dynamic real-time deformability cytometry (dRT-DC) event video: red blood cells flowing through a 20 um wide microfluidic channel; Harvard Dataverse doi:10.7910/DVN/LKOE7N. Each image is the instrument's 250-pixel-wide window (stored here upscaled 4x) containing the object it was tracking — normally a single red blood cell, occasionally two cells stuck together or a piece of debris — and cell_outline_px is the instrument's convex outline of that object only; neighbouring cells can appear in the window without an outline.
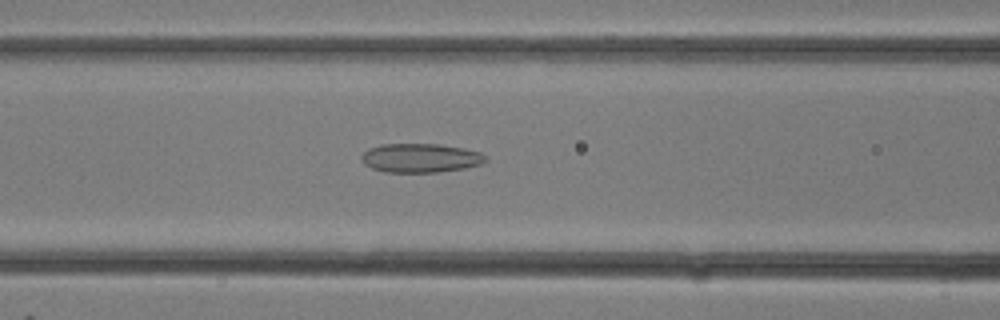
{"species": "common noctule bat (a hibernating species)", "species_latin": "Nyctalus noctula", "temperature_condition": "room temperature", "stored_images_in_passage": 21, "camera_frame_rate_fps": 3000, "um_per_image_px": 0.085, "animal": {"sex": "female"}, "frame": {"image": 1, "passage_image": 12, "time_ms": 3.667, "image_size_px": [1000, 320], "cell_outline_px": [[488, 160], [480, 164], [464, 168], [436, 172], [384, 172], [372, 168], [364, 164], [360, 156], [368, 148], [380, 144], [440, 144], [464, 148], [480, 152], [488, 156]], "centroid_in_image_um": [35.74, 13.42], "position_along_channel_um": 130.9, "area_um2": 21.1}}
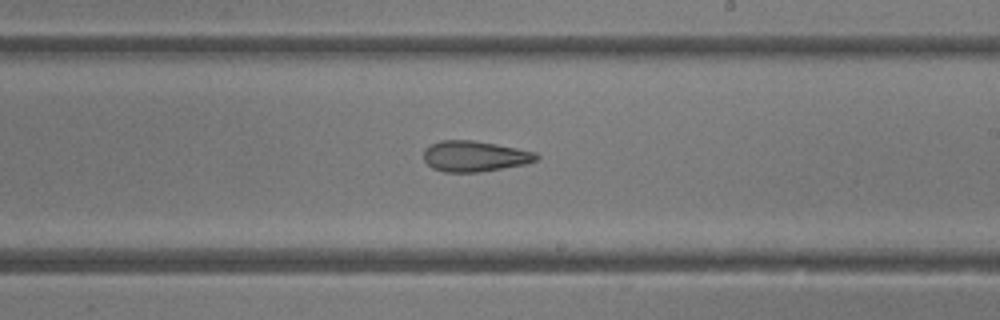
{"frame": {"image": 2, "passage_image": 17, "time_ms": 5.333, "image_size_px": [1000, 320], "cell_outline_px": [[540, 160], [528, 164], [476, 172], [444, 172], [432, 168], [424, 160], [424, 148], [440, 140], [472, 140], [496, 144], [536, 152], [540, 156]], "centroid_in_image_um": [40.38, 13.28], "position_along_channel_um": 248.6, "area_um2": 20.29}}
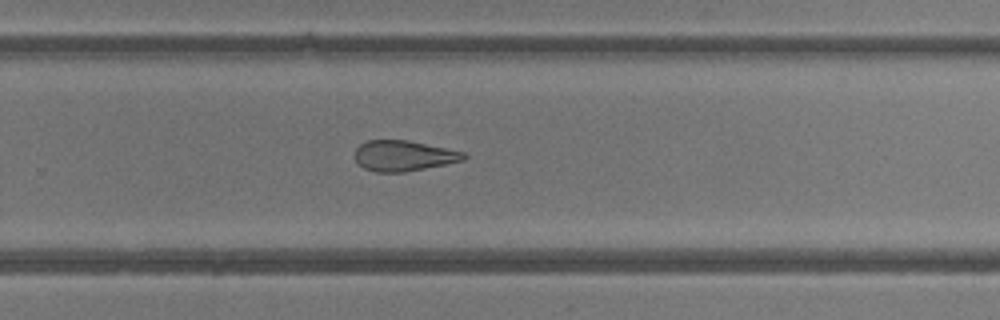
{"frame": {"image": 3, "passage_image": 19, "time_ms": 6.0, "image_size_px": [1000, 320], "cell_outline_px": [[468, 156], [464, 160], [404, 172], [376, 172], [364, 168], [356, 160], [356, 148], [360, 144], [368, 140], [408, 140], [464, 152]], "centroid_in_image_um": [34.31, 13.23], "position_along_channel_um": 295.5, "area_um2": 19.13}}